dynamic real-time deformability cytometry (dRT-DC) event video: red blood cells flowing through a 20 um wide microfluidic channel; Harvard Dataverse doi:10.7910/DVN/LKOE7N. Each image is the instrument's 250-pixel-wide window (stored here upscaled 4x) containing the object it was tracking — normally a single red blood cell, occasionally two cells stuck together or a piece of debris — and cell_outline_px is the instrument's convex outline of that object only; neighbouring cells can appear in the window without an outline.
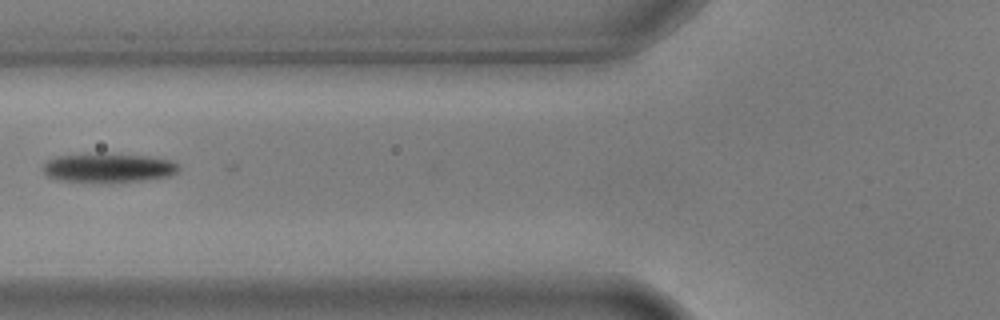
{"species": "common noctule bat (a hibernating species)", "species_latin": "Nyctalus noctula", "temperature_condition": "warm", "stored_images_in_passage": 4, "camera_frame_rate_fps": 3000, "um_per_image_px": 0.085, "animal": {"sex": "male", "body_mass_g": 17.9, "forearm_length_mm": 54.2}, "frame": {"image": 1, "passage_image": 4, "time_ms": 1.0, "image_size_px": [1000, 320], "cell_outline_px": [[180, 168], [176, 172], [168, 176], [140, 180], [56, 180], [48, 176], [44, 172], [44, 164], [48, 160], [60, 156], [144, 156], [172, 160]], "centroid_in_image_um": [9.24, 14.28], "position_along_channel_um": 116.6, "area_um2": 21.04}}